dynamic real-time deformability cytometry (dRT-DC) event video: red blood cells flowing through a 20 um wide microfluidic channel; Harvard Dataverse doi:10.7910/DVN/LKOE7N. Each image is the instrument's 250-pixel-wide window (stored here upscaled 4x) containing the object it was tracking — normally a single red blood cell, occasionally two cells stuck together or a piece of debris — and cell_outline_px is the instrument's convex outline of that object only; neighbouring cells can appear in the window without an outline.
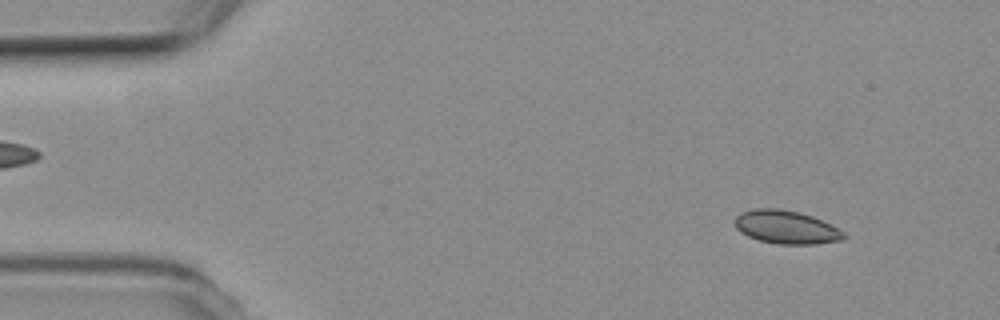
{"species": "common noctule bat (a hibernating species)", "species_latin": "Nyctalus noctula", "temperature_condition": "room temperature", "stored_images_in_passage": 16, "camera_frame_rate_fps": 3000, "um_per_image_px": 0.085, "animal": {"sex": "female", "body_mass_g": 19.3, "forearm_length_mm": 54.1}, "frame": {"image": 1, "passage_image": 5, "time_ms": 1.333, "image_size_px": [1000, 320], "cell_outline_px": [[848, 236], [840, 240], [816, 244], [780, 244], [760, 240], [748, 236], [740, 232], [736, 228], [732, 220], [740, 212], [756, 208], [780, 208], [800, 212], [812, 216], [832, 224], [844, 232]], "centroid_in_image_um": [66.81, 19.29], "position_along_channel_um": 18.2, "area_um2": 21.39}}